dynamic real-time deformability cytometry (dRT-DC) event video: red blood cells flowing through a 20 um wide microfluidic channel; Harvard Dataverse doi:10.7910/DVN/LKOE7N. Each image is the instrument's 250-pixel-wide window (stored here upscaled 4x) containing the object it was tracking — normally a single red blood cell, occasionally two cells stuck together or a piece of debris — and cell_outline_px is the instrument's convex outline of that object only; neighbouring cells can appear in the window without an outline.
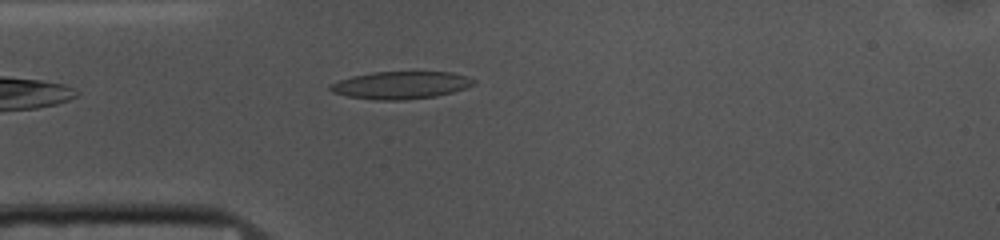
{"species": "common noctule bat (a hibernating species)", "species_latin": "Nyctalus noctula", "temperature_condition": "cold", "stored_images_in_passage": 36, "camera_frame_rate_fps": 3000, "um_per_image_px": 0.085, "animal": {"sex": "female", "body_mass_g": 10.0, "forearm_length_mm": 53.1}, "frame": {"image": 1, "passage_image": 1, "time_ms": 0.0, "image_size_px": [1000, 240], "cell_outline_px": [[476, 84], [452, 92], [436, 96], [404, 100], [372, 100], [348, 96], [332, 92], [328, 88], [328, 84], [352, 76], [372, 72], [452, 72], [468, 76], [476, 80]], "centroid_in_image_um": [34.06, 7.24], "position_along_channel_um": 50.9, "area_um2": 23.12}}
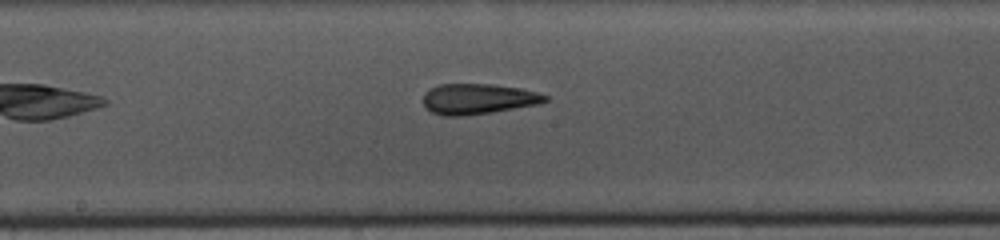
{"frame": {"image": 2, "passage_image": 14, "time_ms": 4.333, "image_size_px": [1000, 240], "cell_outline_px": [[548, 100], [540, 104], [492, 112], [464, 116], [444, 116], [432, 112], [424, 108], [424, 92], [440, 84], [488, 84], [520, 88], [536, 92], [548, 96]], "centroid_in_image_um": [40.63, 8.42], "position_along_channel_um": 207.6, "area_um2": 21.68}}
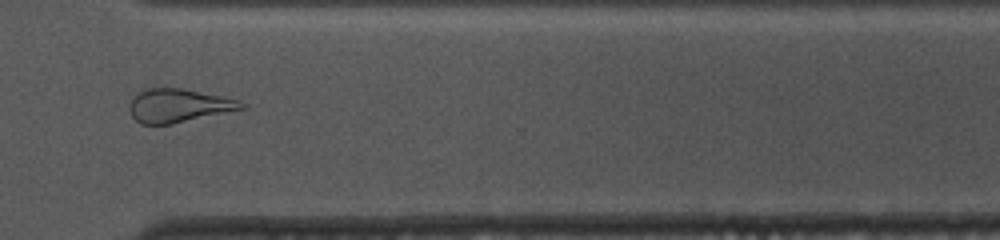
{"frame": {"image": 3, "passage_image": 26, "time_ms": 8.333, "image_size_px": [1000, 240], "cell_outline_px": [[248, 108], [172, 124], [140, 124], [132, 116], [128, 108], [132, 100], [144, 88], [180, 88], [224, 96], [240, 100], [248, 104]], "centroid_in_image_um": [15.25, 8.98], "position_along_channel_um": 355.4, "area_um2": 22.02}, "authors_computed_cell_mechanics": {"area_um2": 21.964, "velocity_mm_per_s": 3.7055, "shape_relaxation_time_tau1_ms": null, "shape_relaxation_time_tau2_ms": 2.6991, "deformation_change_tau1": null, "deformation_change_tau2": 0.1377}}